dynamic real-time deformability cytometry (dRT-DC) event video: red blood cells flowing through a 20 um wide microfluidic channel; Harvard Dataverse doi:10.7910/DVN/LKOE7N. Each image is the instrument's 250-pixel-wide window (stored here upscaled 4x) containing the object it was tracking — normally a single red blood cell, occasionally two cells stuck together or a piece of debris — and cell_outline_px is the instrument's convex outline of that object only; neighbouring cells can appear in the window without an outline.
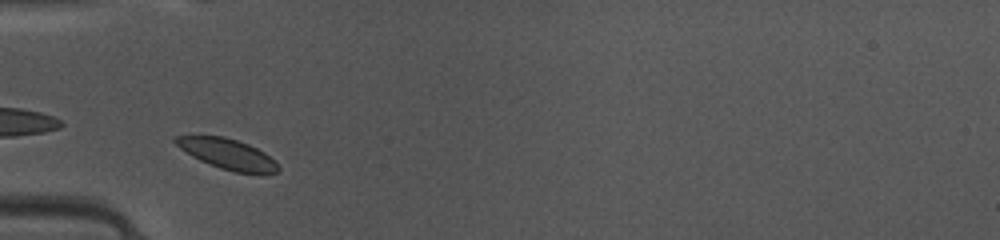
{"species": "common noctule bat (a hibernating species)", "species_latin": "Nyctalus noctula", "temperature_condition": "warm", "stored_images_in_passage": 7, "camera_frame_rate_fps": 3000, "um_per_image_px": 0.085, "animal": {"sex": "female", "body_mass_g": 10.0, "forearm_length_mm": 53.1}, "frame": {"image": 1, "passage_image": 3, "time_ms": 0.667, "image_size_px": [1000, 240], "cell_outline_px": [[280, 168], [276, 172], [236, 172], [220, 168], [200, 160], [192, 156], [180, 148], [172, 140], [172, 136], [224, 136], [248, 144], [264, 152], [276, 160]], "centroid_in_image_um": [19.31, 13.06], "position_along_channel_um": 65.7, "area_um2": 17.86}}